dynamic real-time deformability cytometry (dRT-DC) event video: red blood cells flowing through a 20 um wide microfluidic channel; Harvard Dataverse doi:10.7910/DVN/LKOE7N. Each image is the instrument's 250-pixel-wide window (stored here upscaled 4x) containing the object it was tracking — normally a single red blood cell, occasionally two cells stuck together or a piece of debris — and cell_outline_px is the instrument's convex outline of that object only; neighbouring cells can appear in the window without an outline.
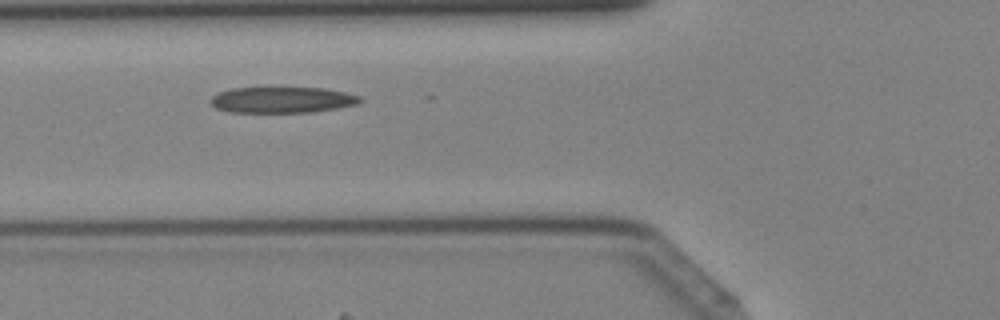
{"species": "Egyptian fruit bat (a non-hibernating species)", "species_latin": "Rousettus aegyptiacus", "temperature_condition": "cold", "stored_images_in_passage": 30, "camera_frame_rate_fps": 3000, "um_per_image_px": 0.085, "animal": {"sex": "female"}, "frame": {"image": 1, "passage_image": 4, "time_ms": 1.0, "image_size_px": [1000, 320], "cell_outline_px": [[364, 100], [356, 104], [336, 108], [312, 112], [228, 112], [216, 108], [208, 100], [212, 96], [220, 92], [232, 88], [328, 88], [360, 96]], "centroid_in_image_um": [23.98, 8.49], "position_along_channel_um": 101.8, "area_um2": 22.6}}
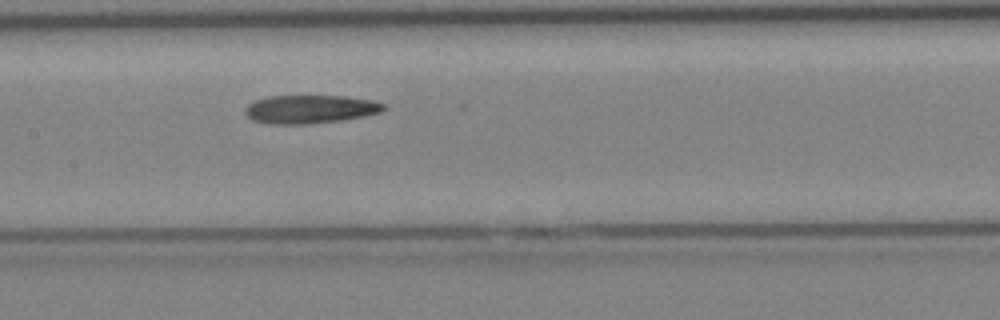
{"frame": {"image": 2, "passage_image": 9, "time_ms": 2.667, "image_size_px": [1000, 320], "cell_outline_px": [[388, 108], [384, 112], [364, 116], [340, 120], [308, 124], [272, 124], [252, 120], [244, 112], [244, 108], [248, 104], [256, 100], [268, 96], [344, 96], [372, 100], [384, 104]], "centroid_in_image_um": [26.38, 9.28], "position_along_channel_um": 181.0, "area_um2": 23.0}}
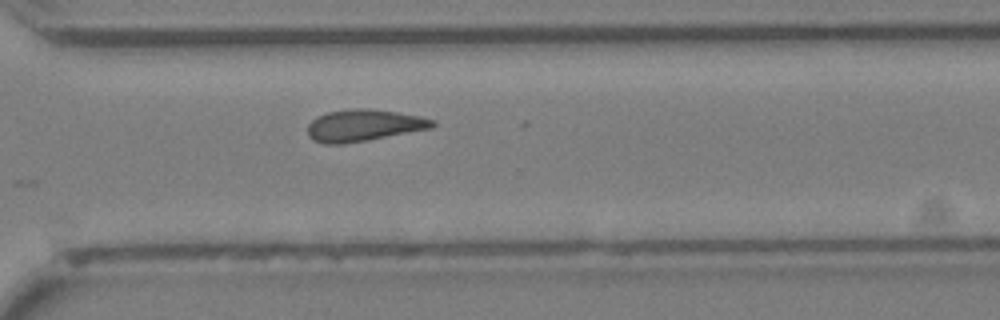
{"frame": {"image": 3, "passage_image": 19, "time_ms": 6.0, "image_size_px": [1000, 320], "cell_outline_px": [[436, 124], [432, 128], [344, 144], [324, 144], [312, 140], [308, 136], [308, 124], [316, 116], [328, 112], [352, 108], [372, 108], [420, 116], [436, 120]], "centroid_in_image_um": [30.9, 10.65], "position_along_channel_um": 339.7, "area_um2": 23.24}}